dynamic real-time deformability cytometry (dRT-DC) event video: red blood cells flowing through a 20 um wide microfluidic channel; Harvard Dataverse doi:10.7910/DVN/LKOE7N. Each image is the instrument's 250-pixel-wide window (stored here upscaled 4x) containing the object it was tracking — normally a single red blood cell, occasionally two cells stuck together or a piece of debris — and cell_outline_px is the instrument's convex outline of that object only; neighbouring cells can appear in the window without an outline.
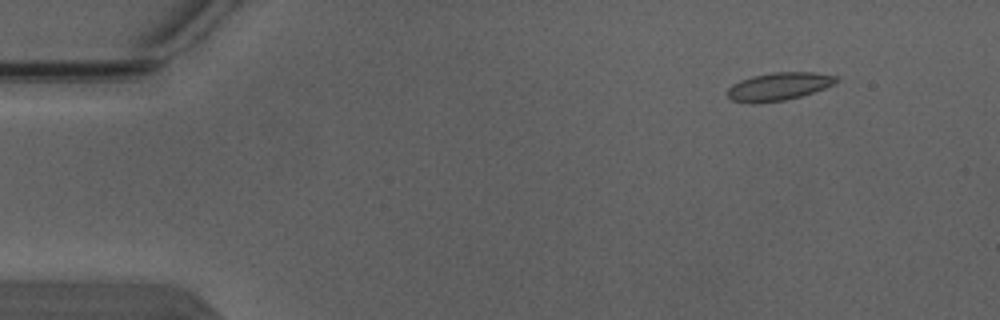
{"species": "Egyptian fruit bat (a non-hibernating species)", "species_latin": "Rousettus aegyptiacus", "temperature_condition": "warm", "stored_images_in_passage": 6, "camera_frame_rate_fps": 3000, "um_per_image_px": 0.085, "animal": {"sex": "male"}, "frame": {"image": 1, "passage_image": 2, "time_ms": 0.333, "image_size_px": [1000, 320], "cell_outline_px": [[840, 80], [824, 88], [800, 96], [784, 100], [752, 104], [732, 100], [728, 96], [728, 88], [732, 84], [740, 80], [752, 76], [772, 72], [812, 72], [840, 76]], "centroid_in_image_um": [66.19, 7.34], "position_along_channel_um": 18.8, "area_um2": 17.69}}
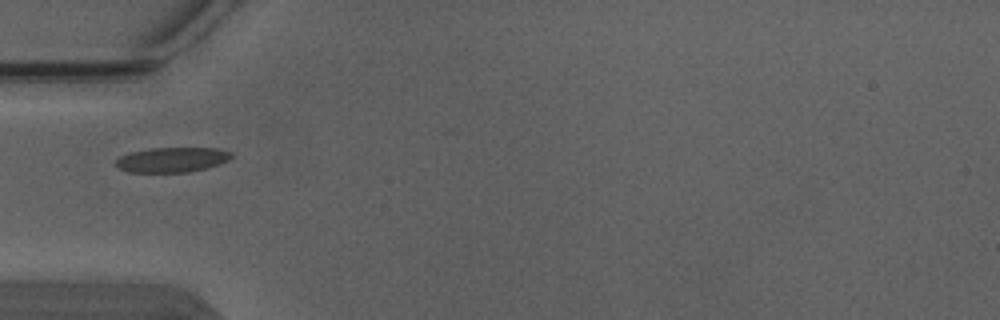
{"frame": {"image": 2, "passage_image": 5, "time_ms": 1.333, "image_size_px": [1000, 320], "cell_outline_px": [[232, 156], [228, 160], [220, 164], [188, 172], [128, 172], [112, 164], [120, 156], [128, 152], [152, 148], [216, 148], [232, 152]], "centroid_in_image_um": [14.58, 13.57], "position_along_channel_um": 70.4, "area_um2": 16.82}}
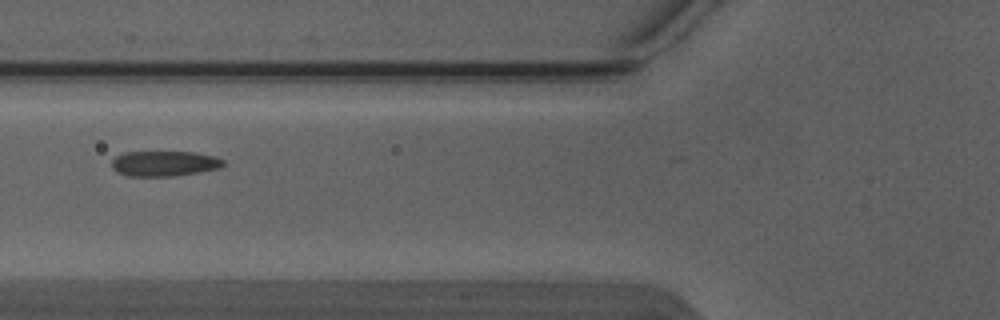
{"frame": {"image": 3, "passage_image": 6, "time_ms": 1.667, "image_size_px": [1000, 320], "cell_outline_px": [[228, 164], [220, 168], [200, 172], [172, 176], [128, 176], [116, 172], [112, 168], [112, 160], [116, 156], [124, 152], [192, 152], [216, 156], [224, 160]], "centroid_in_image_um": [14.0, 13.9], "position_along_channel_um": 111.8, "area_um2": 16.65}}